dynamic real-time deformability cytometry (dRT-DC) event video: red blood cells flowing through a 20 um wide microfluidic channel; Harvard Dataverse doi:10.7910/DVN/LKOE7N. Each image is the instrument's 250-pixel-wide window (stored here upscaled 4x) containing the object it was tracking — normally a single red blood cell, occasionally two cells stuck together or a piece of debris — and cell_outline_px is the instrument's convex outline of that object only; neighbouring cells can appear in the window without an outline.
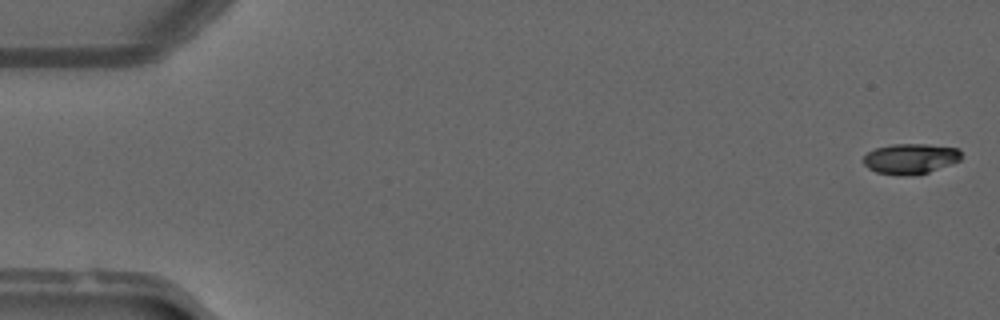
{"species": "common noctule bat (a hibernating species)", "species_latin": "Nyctalus noctula", "temperature_condition": "warm", "stored_images_in_passage": 50, "camera_frame_rate_fps": 3000, "um_per_image_px": 0.085, "animal": {"sex": "male", "forearm_length_mm": 52.5}, "frame": {"image": 1, "passage_image": 1, "time_ms": 0.0, "image_size_px": [1000, 320], "cell_outline_px": [[960, 160], [928, 172], [908, 176], [896, 176], [876, 172], [868, 168], [860, 160], [868, 152], [876, 148], [892, 144], [928, 144], [960, 148]], "centroid_in_image_um": [77.34, 13.49], "position_along_channel_um": 7.7, "area_um2": 17.46}}
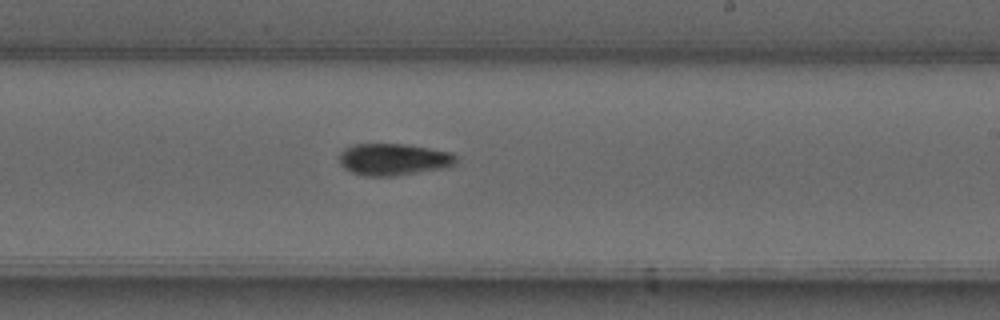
{"frame": {"image": 2, "passage_image": 30, "time_ms": 9.667, "image_size_px": [1000, 320], "cell_outline_px": [[456, 164], [444, 168], [392, 176], [364, 176], [352, 172], [344, 168], [340, 164], [340, 152], [344, 148], [356, 144], [404, 144], [452, 152], [456, 156]], "centroid_in_image_um": [33.44, 13.55], "position_along_channel_um": 255.6, "area_um2": 21.62}}
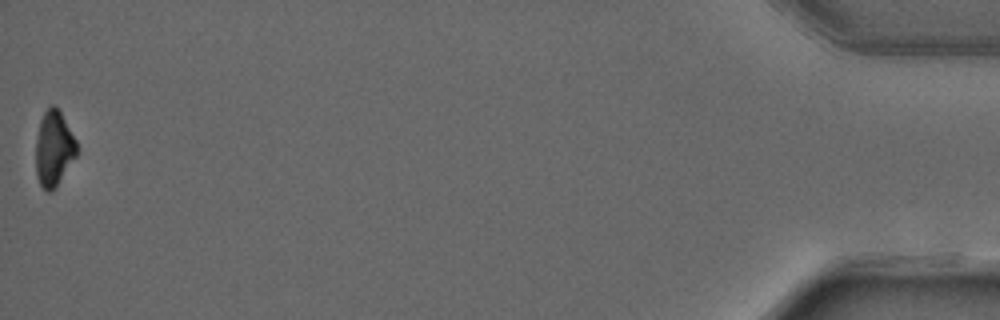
{"frame": {"image": 3, "passage_image": 50, "time_ms": 16.333, "image_size_px": [1000, 320], "cell_outline_px": [[76, 156], [56, 188], [52, 192], [48, 192], [40, 184], [36, 176], [36, 136], [40, 120], [44, 112], [52, 104], [56, 104], [76, 140]], "centroid_in_image_um": [4.56, 12.63], "position_along_channel_um": 430.6, "area_um2": 18.03}, "authors_computed_cell_mechanics": {"area_um2": 19.3052, "velocity_mm_per_s": 4.1199, "shape_relaxation_time_tau1_ms": 7.8681, "shape_relaxation_time_tau2_ms": null, "deformation_change_tau1": 0.2298, "deformation_change_tau2": null}}